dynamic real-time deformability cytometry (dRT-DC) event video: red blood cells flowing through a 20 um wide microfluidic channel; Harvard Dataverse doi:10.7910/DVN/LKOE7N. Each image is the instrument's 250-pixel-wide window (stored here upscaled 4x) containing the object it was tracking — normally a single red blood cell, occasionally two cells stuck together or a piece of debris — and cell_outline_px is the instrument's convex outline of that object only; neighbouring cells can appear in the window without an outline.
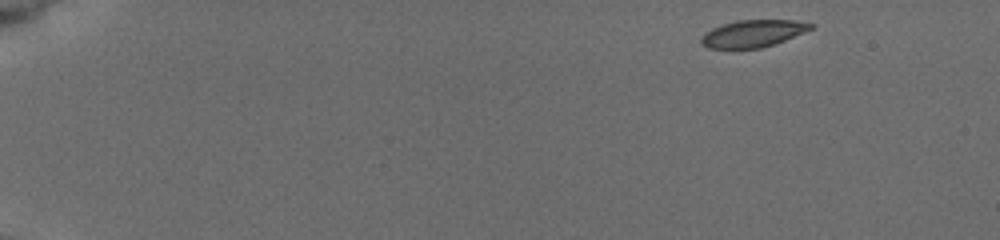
{"species": "common noctule bat (a hibernating species)", "species_latin": "Nyctalus noctula", "temperature_condition": "cold", "stored_images_in_passage": 51, "camera_frame_rate_fps": 3000, "um_per_image_px": 0.085, "animal": {"sex": "female", "body_mass_g": 19.5, "forearm_length_mm": 54.1}, "frame": {"image": 1, "passage_image": 1, "time_ms": 0.0, "image_size_px": [1000, 240], "cell_outline_px": [[816, 28], [784, 40], [760, 48], [708, 48], [700, 44], [700, 36], [704, 32], [712, 28], [736, 20], [792, 20], [816, 24]], "centroid_in_image_um": [64.0, 2.84], "position_along_channel_um": 21.0, "area_um2": 17.4}}
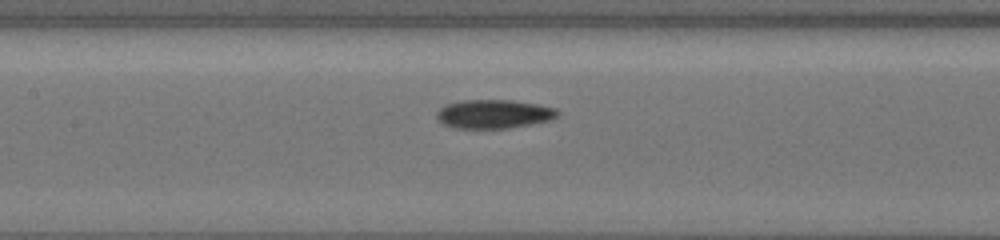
{"frame": {"image": 2, "passage_image": 23, "time_ms": 7.333, "image_size_px": [1000, 240], "cell_outline_px": [[560, 112], [552, 120], [504, 128], [456, 128], [444, 124], [436, 116], [436, 112], [444, 104], [464, 100], [512, 100], [536, 104], [556, 108]], "centroid_in_image_um": [41.96, 9.68], "position_along_channel_um": 165.4, "area_um2": 20.11}}
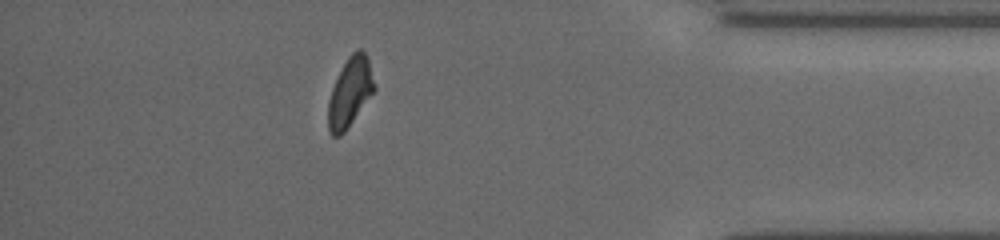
{"frame": {"image": 3, "passage_image": 42, "time_ms": 14.333, "image_size_px": [1000, 240], "cell_outline_px": [[376, 88], [344, 132], [340, 136], [332, 136], [328, 128], [328, 100], [332, 88], [348, 56], [356, 48], [360, 48], [368, 56]], "centroid_in_image_um": [29.75, 7.81], "position_along_channel_um": 405.4, "area_um2": 18.38}, "authors_computed_cell_mechanics": {"area_um2": 18.8428, "velocity_mm_per_s": 3.8361, "shape_relaxation_time_tau1_ms": 8.9947, "shape_relaxation_time_tau2_ms": null, "deformation_change_tau1": 0.1641, "deformation_change_tau2": null}}